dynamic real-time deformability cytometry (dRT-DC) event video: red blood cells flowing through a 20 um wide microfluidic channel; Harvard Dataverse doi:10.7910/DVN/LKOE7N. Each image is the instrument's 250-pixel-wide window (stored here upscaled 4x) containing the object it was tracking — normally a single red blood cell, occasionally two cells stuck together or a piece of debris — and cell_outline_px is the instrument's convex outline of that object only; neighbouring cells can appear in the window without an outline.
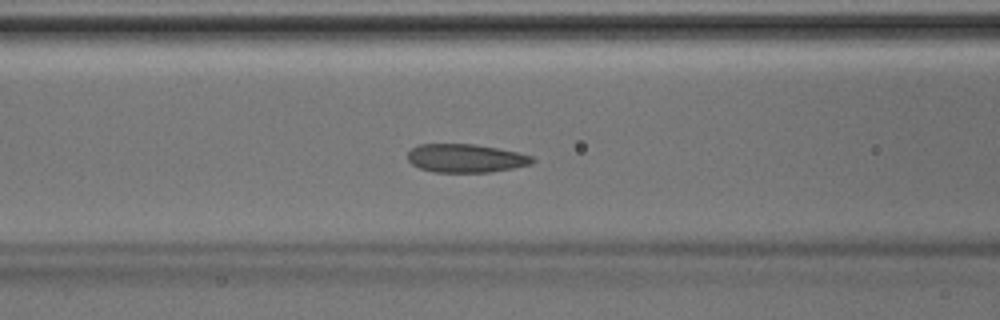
{"species": "Egyptian fruit bat (a non-hibernating species)", "species_latin": "Rousettus aegyptiacus", "temperature_condition": "room temperature", "stored_images_in_passage": 47, "camera_frame_rate_fps": 3000, "um_per_image_px": 0.085, "animal": {"sex": "male"}, "frame": {"image": 1, "passage_image": 19, "time_ms": 6.0, "image_size_px": [1000, 320], "cell_outline_px": [[536, 160], [532, 164], [512, 168], [488, 172], [432, 172], [420, 168], [412, 164], [408, 160], [408, 152], [412, 148], [420, 144], [476, 144], [516, 152], [532, 156]], "centroid_in_image_um": [39.58, 13.45], "position_along_channel_um": 127.0, "area_um2": 20.58}}
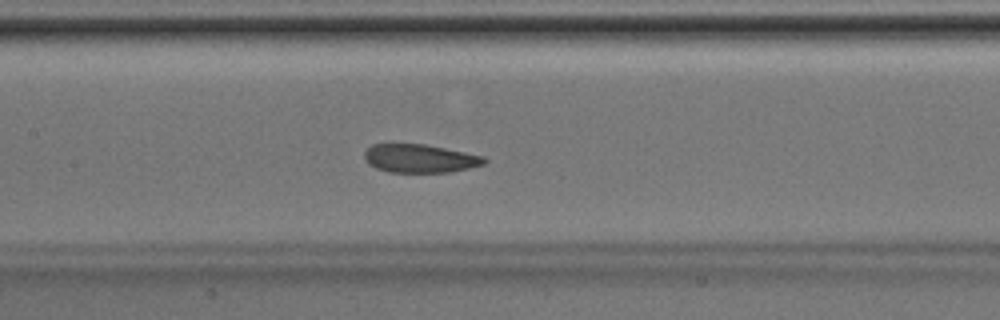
{"frame": {"image": 2, "passage_image": 22, "time_ms": 7.0, "image_size_px": [1000, 320], "cell_outline_px": [[488, 160], [484, 164], [452, 172], [388, 172], [376, 168], [368, 164], [364, 156], [364, 152], [372, 144], [424, 144], [484, 156]], "centroid_in_image_um": [35.68, 13.47], "position_along_channel_um": 171.7, "area_um2": 19.77}}
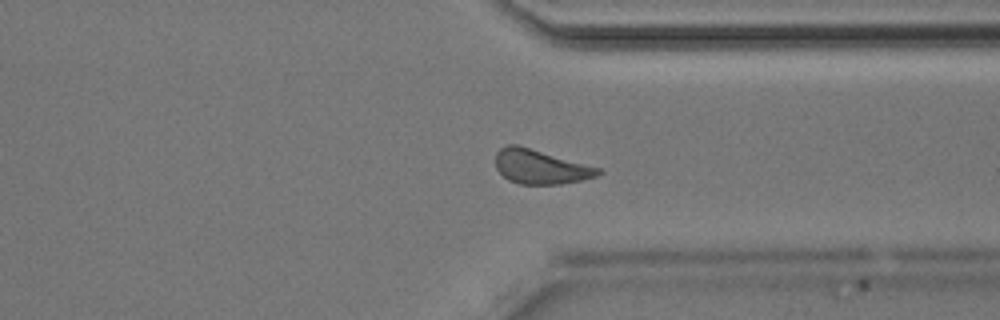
{"frame": {"image": 3, "passage_image": 35, "time_ms": 11.333, "image_size_px": [1000, 320], "cell_outline_px": [[604, 172], [596, 176], [580, 180], [560, 184], [520, 184], [508, 180], [496, 168], [496, 152], [500, 148], [508, 144], [516, 144], [600, 168]], "centroid_in_image_um": [45.92, 14.18], "position_along_channel_um": 365.5, "area_um2": 20.29}}